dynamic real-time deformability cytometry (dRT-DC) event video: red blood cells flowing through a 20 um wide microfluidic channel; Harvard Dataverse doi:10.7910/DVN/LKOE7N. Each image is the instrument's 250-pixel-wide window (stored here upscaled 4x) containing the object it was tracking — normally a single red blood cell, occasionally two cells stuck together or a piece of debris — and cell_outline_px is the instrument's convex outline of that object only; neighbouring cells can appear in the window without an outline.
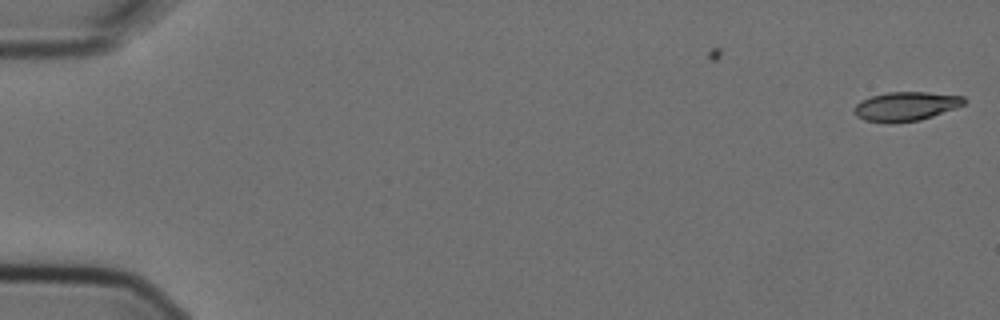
{"species": "Egyptian fruit bat (a non-hibernating species)", "species_latin": "Rousettus aegyptiacus", "temperature_condition": "cold", "stored_images_in_passage": 2, "camera_frame_rate_fps": 3000, "um_per_image_px": 0.085, "animal": {"sex": "female"}, "frame": {"image": 1, "passage_image": 2, "time_ms": 0.333, "image_size_px": [1000, 320], "cell_outline_px": [[964, 104], [956, 108], [920, 120], [892, 124], [888, 124], [864, 120], [856, 116], [852, 108], [860, 100], [872, 96], [888, 92], [928, 92], [964, 96]], "centroid_in_image_um": [76.95, 9.05], "position_along_channel_um": 8.1, "area_um2": 18.84}}